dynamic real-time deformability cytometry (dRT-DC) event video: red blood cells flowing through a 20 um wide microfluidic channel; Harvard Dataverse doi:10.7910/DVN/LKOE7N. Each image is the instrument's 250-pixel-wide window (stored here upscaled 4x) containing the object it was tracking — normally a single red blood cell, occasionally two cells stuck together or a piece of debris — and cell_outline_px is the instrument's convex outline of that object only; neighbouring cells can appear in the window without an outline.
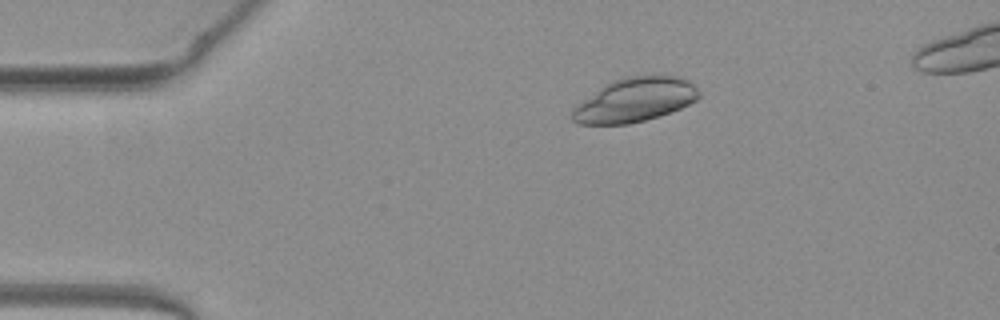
{"species": "common noctule bat (a hibernating species)", "species_latin": "Nyctalus noctula", "temperature_condition": "warm", "stored_images_in_passage": 48, "camera_frame_rate_fps": 3000, "um_per_image_px": 0.085, "animal": {"sex": "female", "body_mass_g": 19.3, "forearm_length_mm": 54.1}, "frame": {"image": 1, "passage_image": 10, "time_ms": 3.0, "image_size_px": [1000, 320], "cell_outline_px": [[700, 96], [696, 100], [680, 108], [644, 120], [628, 124], [576, 124], [572, 120], [572, 108], [576, 104], [604, 84], [624, 76], [680, 76], [688, 80], [700, 92]], "centroid_in_image_um": [53.92, 8.49], "position_along_channel_um": 31.1, "area_um2": 32.37}}
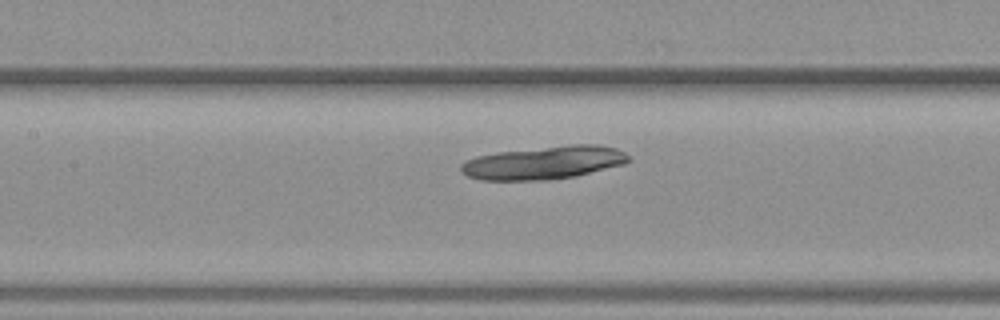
{"frame": {"image": 2, "passage_image": 24, "time_ms": 7.667, "image_size_px": [1000, 320], "cell_outline_px": [[632, 160], [624, 164], [576, 176], [548, 180], [480, 180], [468, 176], [460, 172], [460, 164], [464, 160], [476, 156], [496, 152], [568, 144], [600, 144], [616, 148], [624, 152]], "centroid_in_image_um": [46.21, 13.82], "position_along_channel_um": 161.2, "area_um2": 32.77}}
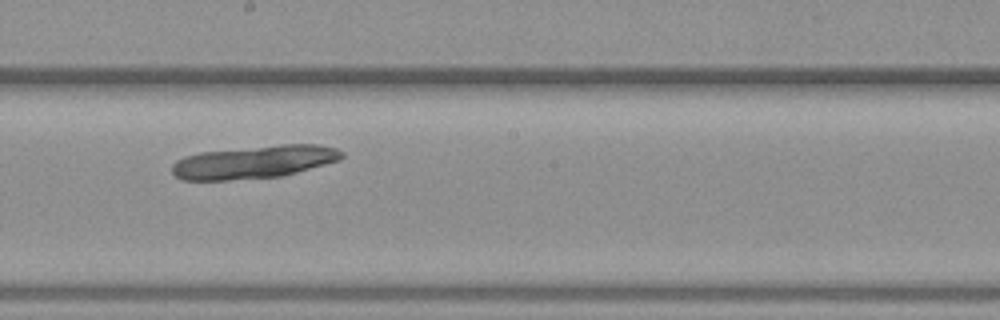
{"frame": {"image": 3, "passage_image": 29, "time_ms": 9.333, "image_size_px": [1000, 320], "cell_outline_px": [[344, 156], [340, 160], [296, 172], [280, 176], [228, 180], [180, 180], [172, 172], [172, 164], [176, 160], [184, 156], [200, 152], [280, 144], [316, 144], [336, 148], [344, 152]], "centroid_in_image_um": [21.58, 13.76], "position_along_channel_um": 226.6, "area_um2": 32.54}}